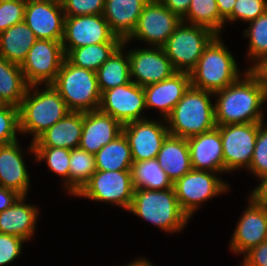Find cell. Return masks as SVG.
<instances>
[{
  "label": "cell",
  "mask_w": 267,
  "mask_h": 266,
  "mask_svg": "<svg viewBox=\"0 0 267 266\" xmlns=\"http://www.w3.org/2000/svg\"><path fill=\"white\" fill-rule=\"evenodd\" d=\"M243 75L213 93L217 95L214 103L216 126L265 122L261 108L265 103V88L250 69Z\"/></svg>",
  "instance_id": "6da1fadb"
},
{
  "label": "cell",
  "mask_w": 267,
  "mask_h": 266,
  "mask_svg": "<svg viewBox=\"0 0 267 266\" xmlns=\"http://www.w3.org/2000/svg\"><path fill=\"white\" fill-rule=\"evenodd\" d=\"M39 86H28L19 107L20 133L32 134V142L70 112L51 84Z\"/></svg>",
  "instance_id": "7a4b0ae2"
},
{
  "label": "cell",
  "mask_w": 267,
  "mask_h": 266,
  "mask_svg": "<svg viewBox=\"0 0 267 266\" xmlns=\"http://www.w3.org/2000/svg\"><path fill=\"white\" fill-rule=\"evenodd\" d=\"M212 92L190 87L166 118L171 135L190 138L216 127Z\"/></svg>",
  "instance_id": "3957f363"
},
{
  "label": "cell",
  "mask_w": 267,
  "mask_h": 266,
  "mask_svg": "<svg viewBox=\"0 0 267 266\" xmlns=\"http://www.w3.org/2000/svg\"><path fill=\"white\" fill-rule=\"evenodd\" d=\"M128 211L169 233L181 231L190 219L181 209L174 187L166 190L135 189Z\"/></svg>",
  "instance_id": "277c9868"
},
{
  "label": "cell",
  "mask_w": 267,
  "mask_h": 266,
  "mask_svg": "<svg viewBox=\"0 0 267 266\" xmlns=\"http://www.w3.org/2000/svg\"><path fill=\"white\" fill-rule=\"evenodd\" d=\"M217 35L204 49L190 72L191 86L215 93L234 83L240 76L235 58Z\"/></svg>",
  "instance_id": "5b68a950"
},
{
  "label": "cell",
  "mask_w": 267,
  "mask_h": 266,
  "mask_svg": "<svg viewBox=\"0 0 267 266\" xmlns=\"http://www.w3.org/2000/svg\"><path fill=\"white\" fill-rule=\"evenodd\" d=\"M51 85L64 99L69 111L85 113L98 110L101 92L96 72L77 67L64 58Z\"/></svg>",
  "instance_id": "8992f818"
},
{
  "label": "cell",
  "mask_w": 267,
  "mask_h": 266,
  "mask_svg": "<svg viewBox=\"0 0 267 266\" xmlns=\"http://www.w3.org/2000/svg\"><path fill=\"white\" fill-rule=\"evenodd\" d=\"M210 29L181 21L163 46L177 72L190 73L204 49L216 37Z\"/></svg>",
  "instance_id": "52a82bcc"
},
{
  "label": "cell",
  "mask_w": 267,
  "mask_h": 266,
  "mask_svg": "<svg viewBox=\"0 0 267 266\" xmlns=\"http://www.w3.org/2000/svg\"><path fill=\"white\" fill-rule=\"evenodd\" d=\"M134 186L131 171L97 170L75 197L112 203L129 210L133 201Z\"/></svg>",
  "instance_id": "ba28073f"
},
{
  "label": "cell",
  "mask_w": 267,
  "mask_h": 266,
  "mask_svg": "<svg viewBox=\"0 0 267 266\" xmlns=\"http://www.w3.org/2000/svg\"><path fill=\"white\" fill-rule=\"evenodd\" d=\"M216 174L218 173L192 169L173 183L179 205L190 219L203 202L228 192V183Z\"/></svg>",
  "instance_id": "9c48e42d"
},
{
  "label": "cell",
  "mask_w": 267,
  "mask_h": 266,
  "mask_svg": "<svg viewBox=\"0 0 267 266\" xmlns=\"http://www.w3.org/2000/svg\"><path fill=\"white\" fill-rule=\"evenodd\" d=\"M64 58L62 41L38 39L21 65L26 83L29 86L51 84L57 77Z\"/></svg>",
  "instance_id": "30bf717a"
},
{
  "label": "cell",
  "mask_w": 267,
  "mask_h": 266,
  "mask_svg": "<svg viewBox=\"0 0 267 266\" xmlns=\"http://www.w3.org/2000/svg\"><path fill=\"white\" fill-rule=\"evenodd\" d=\"M181 21L160 0H149L143 7L135 30L126 41L136 38L151 47H163Z\"/></svg>",
  "instance_id": "8fae6325"
},
{
  "label": "cell",
  "mask_w": 267,
  "mask_h": 266,
  "mask_svg": "<svg viewBox=\"0 0 267 266\" xmlns=\"http://www.w3.org/2000/svg\"><path fill=\"white\" fill-rule=\"evenodd\" d=\"M221 135L224 173L248 169L255 148L258 123H242L216 126Z\"/></svg>",
  "instance_id": "7c38bea8"
},
{
  "label": "cell",
  "mask_w": 267,
  "mask_h": 266,
  "mask_svg": "<svg viewBox=\"0 0 267 266\" xmlns=\"http://www.w3.org/2000/svg\"><path fill=\"white\" fill-rule=\"evenodd\" d=\"M110 29L102 14L65 17L62 47L66 55L71 49L100 43H122Z\"/></svg>",
  "instance_id": "4fadbf2b"
},
{
  "label": "cell",
  "mask_w": 267,
  "mask_h": 266,
  "mask_svg": "<svg viewBox=\"0 0 267 266\" xmlns=\"http://www.w3.org/2000/svg\"><path fill=\"white\" fill-rule=\"evenodd\" d=\"M144 109H146V101L143 87L132 81L102 92L98 108L122 125L146 119L141 115Z\"/></svg>",
  "instance_id": "5bb4252c"
},
{
  "label": "cell",
  "mask_w": 267,
  "mask_h": 266,
  "mask_svg": "<svg viewBox=\"0 0 267 266\" xmlns=\"http://www.w3.org/2000/svg\"><path fill=\"white\" fill-rule=\"evenodd\" d=\"M128 58L131 81L142 87L168 79L177 72L163 47L131 49Z\"/></svg>",
  "instance_id": "9a60e30c"
},
{
  "label": "cell",
  "mask_w": 267,
  "mask_h": 266,
  "mask_svg": "<svg viewBox=\"0 0 267 266\" xmlns=\"http://www.w3.org/2000/svg\"><path fill=\"white\" fill-rule=\"evenodd\" d=\"M122 132L128 140L133 161L157 158L164 140L170 134L166 119L160 123L149 118L123 125Z\"/></svg>",
  "instance_id": "2e32d148"
},
{
  "label": "cell",
  "mask_w": 267,
  "mask_h": 266,
  "mask_svg": "<svg viewBox=\"0 0 267 266\" xmlns=\"http://www.w3.org/2000/svg\"><path fill=\"white\" fill-rule=\"evenodd\" d=\"M24 22L37 39L63 40L65 15L60 0H27Z\"/></svg>",
  "instance_id": "e0dca14e"
},
{
  "label": "cell",
  "mask_w": 267,
  "mask_h": 266,
  "mask_svg": "<svg viewBox=\"0 0 267 266\" xmlns=\"http://www.w3.org/2000/svg\"><path fill=\"white\" fill-rule=\"evenodd\" d=\"M230 241L234 254H244L267 240V207L258 204L251 197Z\"/></svg>",
  "instance_id": "ac0fdd59"
},
{
  "label": "cell",
  "mask_w": 267,
  "mask_h": 266,
  "mask_svg": "<svg viewBox=\"0 0 267 266\" xmlns=\"http://www.w3.org/2000/svg\"><path fill=\"white\" fill-rule=\"evenodd\" d=\"M190 85V73L176 72L168 79L143 87L146 110L158 108L161 118L166 119Z\"/></svg>",
  "instance_id": "d6986e66"
},
{
  "label": "cell",
  "mask_w": 267,
  "mask_h": 266,
  "mask_svg": "<svg viewBox=\"0 0 267 266\" xmlns=\"http://www.w3.org/2000/svg\"><path fill=\"white\" fill-rule=\"evenodd\" d=\"M123 125L99 110L83 113V130L79 148L96 154L122 133Z\"/></svg>",
  "instance_id": "ffe728a7"
},
{
  "label": "cell",
  "mask_w": 267,
  "mask_h": 266,
  "mask_svg": "<svg viewBox=\"0 0 267 266\" xmlns=\"http://www.w3.org/2000/svg\"><path fill=\"white\" fill-rule=\"evenodd\" d=\"M187 142L192 169L224 173L222 141L217 127L187 138Z\"/></svg>",
  "instance_id": "44dd1931"
},
{
  "label": "cell",
  "mask_w": 267,
  "mask_h": 266,
  "mask_svg": "<svg viewBox=\"0 0 267 266\" xmlns=\"http://www.w3.org/2000/svg\"><path fill=\"white\" fill-rule=\"evenodd\" d=\"M18 140L0 145V186L27 196L30 178Z\"/></svg>",
  "instance_id": "7402d4cb"
},
{
  "label": "cell",
  "mask_w": 267,
  "mask_h": 266,
  "mask_svg": "<svg viewBox=\"0 0 267 266\" xmlns=\"http://www.w3.org/2000/svg\"><path fill=\"white\" fill-rule=\"evenodd\" d=\"M149 0H105L103 16L111 31L122 41L135 30L144 5Z\"/></svg>",
  "instance_id": "603a6c76"
},
{
  "label": "cell",
  "mask_w": 267,
  "mask_h": 266,
  "mask_svg": "<svg viewBox=\"0 0 267 266\" xmlns=\"http://www.w3.org/2000/svg\"><path fill=\"white\" fill-rule=\"evenodd\" d=\"M83 130V112L70 111L61 120L42 133L34 147L78 148Z\"/></svg>",
  "instance_id": "cb8c5ba5"
},
{
  "label": "cell",
  "mask_w": 267,
  "mask_h": 266,
  "mask_svg": "<svg viewBox=\"0 0 267 266\" xmlns=\"http://www.w3.org/2000/svg\"><path fill=\"white\" fill-rule=\"evenodd\" d=\"M21 196L11 207L0 212V233L18 236L26 241L33 237L38 220L39 209L24 203Z\"/></svg>",
  "instance_id": "d4e9b609"
},
{
  "label": "cell",
  "mask_w": 267,
  "mask_h": 266,
  "mask_svg": "<svg viewBox=\"0 0 267 266\" xmlns=\"http://www.w3.org/2000/svg\"><path fill=\"white\" fill-rule=\"evenodd\" d=\"M157 160L172 183H175L192 170L187 139L169 134L162 144Z\"/></svg>",
  "instance_id": "484cf974"
},
{
  "label": "cell",
  "mask_w": 267,
  "mask_h": 266,
  "mask_svg": "<svg viewBox=\"0 0 267 266\" xmlns=\"http://www.w3.org/2000/svg\"><path fill=\"white\" fill-rule=\"evenodd\" d=\"M37 40L24 21L17 23L0 33V56L21 66Z\"/></svg>",
  "instance_id": "4316f807"
},
{
  "label": "cell",
  "mask_w": 267,
  "mask_h": 266,
  "mask_svg": "<svg viewBox=\"0 0 267 266\" xmlns=\"http://www.w3.org/2000/svg\"><path fill=\"white\" fill-rule=\"evenodd\" d=\"M127 43L124 40L96 71L98 87L101 93L131 81L128 52L125 54V51H123Z\"/></svg>",
  "instance_id": "83f0119b"
},
{
  "label": "cell",
  "mask_w": 267,
  "mask_h": 266,
  "mask_svg": "<svg viewBox=\"0 0 267 266\" xmlns=\"http://www.w3.org/2000/svg\"><path fill=\"white\" fill-rule=\"evenodd\" d=\"M28 86L21 66L0 56V100L2 103L19 108Z\"/></svg>",
  "instance_id": "f1b7e54d"
},
{
  "label": "cell",
  "mask_w": 267,
  "mask_h": 266,
  "mask_svg": "<svg viewBox=\"0 0 267 266\" xmlns=\"http://www.w3.org/2000/svg\"><path fill=\"white\" fill-rule=\"evenodd\" d=\"M95 162L100 171H131V149L123 132L95 154Z\"/></svg>",
  "instance_id": "f546056e"
},
{
  "label": "cell",
  "mask_w": 267,
  "mask_h": 266,
  "mask_svg": "<svg viewBox=\"0 0 267 266\" xmlns=\"http://www.w3.org/2000/svg\"><path fill=\"white\" fill-rule=\"evenodd\" d=\"M131 177L134 189L166 190L173 188L172 181L159 165L157 158L133 161Z\"/></svg>",
  "instance_id": "4dcf8cb0"
},
{
  "label": "cell",
  "mask_w": 267,
  "mask_h": 266,
  "mask_svg": "<svg viewBox=\"0 0 267 266\" xmlns=\"http://www.w3.org/2000/svg\"><path fill=\"white\" fill-rule=\"evenodd\" d=\"M122 43H100L71 49L65 58L73 65L96 72Z\"/></svg>",
  "instance_id": "1f68e13d"
},
{
  "label": "cell",
  "mask_w": 267,
  "mask_h": 266,
  "mask_svg": "<svg viewBox=\"0 0 267 266\" xmlns=\"http://www.w3.org/2000/svg\"><path fill=\"white\" fill-rule=\"evenodd\" d=\"M69 194L75 196L97 171L95 155L78 148L71 149Z\"/></svg>",
  "instance_id": "d6a6232c"
},
{
  "label": "cell",
  "mask_w": 267,
  "mask_h": 266,
  "mask_svg": "<svg viewBox=\"0 0 267 266\" xmlns=\"http://www.w3.org/2000/svg\"><path fill=\"white\" fill-rule=\"evenodd\" d=\"M182 21L200 25L220 35L225 21L220 17L216 0H191L186 16Z\"/></svg>",
  "instance_id": "836d02e7"
},
{
  "label": "cell",
  "mask_w": 267,
  "mask_h": 266,
  "mask_svg": "<svg viewBox=\"0 0 267 266\" xmlns=\"http://www.w3.org/2000/svg\"><path fill=\"white\" fill-rule=\"evenodd\" d=\"M28 149L29 153L31 152L34 155L36 162L45 161L51 172L64 178L63 187L69 193V162L71 150L59 147H34L32 141Z\"/></svg>",
  "instance_id": "e575fe53"
},
{
  "label": "cell",
  "mask_w": 267,
  "mask_h": 266,
  "mask_svg": "<svg viewBox=\"0 0 267 266\" xmlns=\"http://www.w3.org/2000/svg\"><path fill=\"white\" fill-rule=\"evenodd\" d=\"M244 36L249 38L247 57L253 61L251 69L258 61L267 55V10L256 20L250 21L244 31Z\"/></svg>",
  "instance_id": "d590c367"
},
{
  "label": "cell",
  "mask_w": 267,
  "mask_h": 266,
  "mask_svg": "<svg viewBox=\"0 0 267 266\" xmlns=\"http://www.w3.org/2000/svg\"><path fill=\"white\" fill-rule=\"evenodd\" d=\"M20 133L19 108L4 104L0 107V145L17 141Z\"/></svg>",
  "instance_id": "8d00e7d4"
},
{
  "label": "cell",
  "mask_w": 267,
  "mask_h": 266,
  "mask_svg": "<svg viewBox=\"0 0 267 266\" xmlns=\"http://www.w3.org/2000/svg\"><path fill=\"white\" fill-rule=\"evenodd\" d=\"M258 123V134L252 161L247 169L259 179L267 174V124Z\"/></svg>",
  "instance_id": "74e56055"
},
{
  "label": "cell",
  "mask_w": 267,
  "mask_h": 266,
  "mask_svg": "<svg viewBox=\"0 0 267 266\" xmlns=\"http://www.w3.org/2000/svg\"><path fill=\"white\" fill-rule=\"evenodd\" d=\"M267 10V0H236L232 14L225 20L250 22L256 20Z\"/></svg>",
  "instance_id": "f35d334b"
},
{
  "label": "cell",
  "mask_w": 267,
  "mask_h": 266,
  "mask_svg": "<svg viewBox=\"0 0 267 266\" xmlns=\"http://www.w3.org/2000/svg\"><path fill=\"white\" fill-rule=\"evenodd\" d=\"M27 0H7L0 2V33L24 21Z\"/></svg>",
  "instance_id": "ab89813d"
},
{
  "label": "cell",
  "mask_w": 267,
  "mask_h": 266,
  "mask_svg": "<svg viewBox=\"0 0 267 266\" xmlns=\"http://www.w3.org/2000/svg\"><path fill=\"white\" fill-rule=\"evenodd\" d=\"M65 17L103 14L105 0H60Z\"/></svg>",
  "instance_id": "60d3db41"
},
{
  "label": "cell",
  "mask_w": 267,
  "mask_h": 266,
  "mask_svg": "<svg viewBox=\"0 0 267 266\" xmlns=\"http://www.w3.org/2000/svg\"><path fill=\"white\" fill-rule=\"evenodd\" d=\"M26 240L9 234L0 233V266L7 265L17 259Z\"/></svg>",
  "instance_id": "b9f144b4"
},
{
  "label": "cell",
  "mask_w": 267,
  "mask_h": 266,
  "mask_svg": "<svg viewBox=\"0 0 267 266\" xmlns=\"http://www.w3.org/2000/svg\"><path fill=\"white\" fill-rule=\"evenodd\" d=\"M241 266H267V240L244 254Z\"/></svg>",
  "instance_id": "7bdbcfd3"
},
{
  "label": "cell",
  "mask_w": 267,
  "mask_h": 266,
  "mask_svg": "<svg viewBox=\"0 0 267 266\" xmlns=\"http://www.w3.org/2000/svg\"><path fill=\"white\" fill-rule=\"evenodd\" d=\"M171 12L183 19L189 9L191 0H160Z\"/></svg>",
  "instance_id": "ee69618b"
},
{
  "label": "cell",
  "mask_w": 267,
  "mask_h": 266,
  "mask_svg": "<svg viewBox=\"0 0 267 266\" xmlns=\"http://www.w3.org/2000/svg\"><path fill=\"white\" fill-rule=\"evenodd\" d=\"M260 179V184L251 191L250 197L265 207H267V174L263 175Z\"/></svg>",
  "instance_id": "f6af8a7d"
},
{
  "label": "cell",
  "mask_w": 267,
  "mask_h": 266,
  "mask_svg": "<svg viewBox=\"0 0 267 266\" xmlns=\"http://www.w3.org/2000/svg\"><path fill=\"white\" fill-rule=\"evenodd\" d=\"M20 197L17 192L0 186V212L11 207Z\"/></svg>",
  "instance_id": "bcb514c9"
},
{
  "label": "cell",
  "mask_w": 267,
  "mask_h": 266,
  "mask_svg": "<svg viewBox=\"0 0 267 266\" xmlns=\"http://www.w3.org/2000/svg\"><path fill=\"white\" fill-rule=\"evenodd\" d=\"M259 79L263 87H267V55L250 69Z\"/></svg>",
  "instance_id": "7dc6e473"
},
{
  "label": "cell",
  "mask_w": 267,
  "mask_h": 266,
  "mask_svg": "<svg viewBox=\"0 0 267 266\" xmlns=\"http://www.w3.org/2000/svg\"><path fill=\"white\" fill-rule=\"evenodd\" d=\"M220 17L225 21L233 12L236 0H216Z\"/></svg>",
  "instance_id": "c3c4849f"
},
{
  "label": "cell",
  "mask_w": 267,
  "mask_h": 266,
  "mask_svg": "<svg viewBox=\"0 0 267 266\" xmlns=\"http://www.w3.org/2000/svg\"><path fill=\"white\" fill-rule=\"evenodd\" d=\"M126 266H154L151 264V262L145 258H138L135 259L133 262H130V264H127Z\"/></svg>",
  "instance_id": "681fc988"
},
{
  "label": "cell",
  "mask_w": 267,
  "mask_h": 266,
  "mask_svg": "<svg viewBox=\"0 0 267 266\" xmlns=\"http://www.w3.org/2000/svg\"><path fill=\"white\" fill-rule=\"evenodd\" d=\"M264 88H265V103H267V87Z\"/></svg>",
  "instance_id": "f907efd6"
},
{
  "label": "cell",
  "mask_w": 267,
  "mask_h": 266,
  "mask_svg": "<svg viewBox=\"0 0 267 266\" xmlns=\"http://www.w3.org/2000/svg\"><path fill=\"white\" fill-rule=\"evenodd\" d=\"M4 104L2 103V101L0 100V107L3 106Z\"/></svg>",
  "instance_id": "816d5d0a"
}]
</instances>
